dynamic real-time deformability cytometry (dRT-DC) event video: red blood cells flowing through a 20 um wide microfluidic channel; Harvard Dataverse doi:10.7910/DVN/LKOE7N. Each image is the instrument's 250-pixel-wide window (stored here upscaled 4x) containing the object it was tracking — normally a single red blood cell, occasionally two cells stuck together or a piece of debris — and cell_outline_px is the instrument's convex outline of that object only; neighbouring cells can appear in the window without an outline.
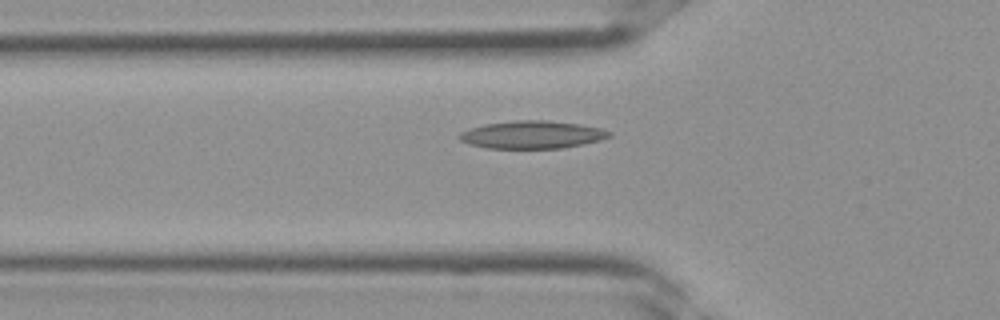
{"species": "Egyptian fruit bat (a non-hibernating species)", "species_latin": "Rousettus aegyptiacus", "temperature_condition": "room temperature", "stored_images_in_passage": 34, "camera_frame_rate_fps": 3000, "um_per_image_px": 0.085, "frame": {"image": 1, "passage_image": 13, "time_ms": 4.0, "image_size_px": [1000, 320], "cell_outline_px": [[612, 136], [600, 140], [584, 144], [560, 148], [488, 148], [468, 144], [460, 140], [456, 136], [460, 132], [484, 124], [516, 120], [548, 120], [580, 124], [600, 128], [612, 132]], "centroid_in_image_um": [45.23, 11.44], "position_along_channel_um": 80.6, "area_um2": 24.28}}
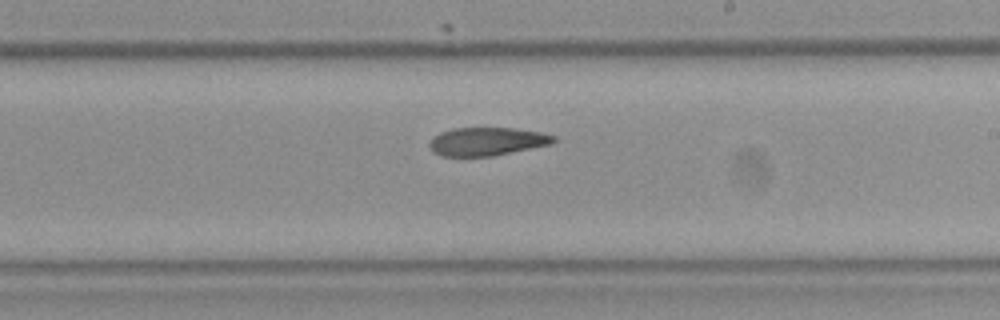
{"frame": {"image": 2, "passage_image": 22, "time_ms": 7.0, "image_size_px": [1000, 320], "cell_outline_px": [[556, 140], [552, 144], [492, 156], [440, 156], [432, 152], [428, 144], [432, 136], [440, 132], [452, 128], [512, 128], [540, 132], [556, 136]], "centroid_in_image_um": [41.35, 12.02], "position_along_channel_um": 247.6, "area_um2": 20.58}}
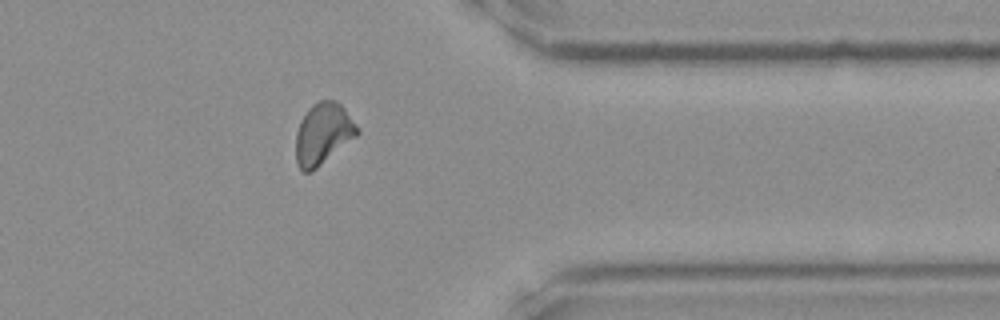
{"frame": {"image": 3, "passage_image": 30, "time_ms": 9.667, "image_size_px": [1000, 320], "cell_outline_px": [[360, 132], [356, 136], [312, 172], [304, 172], [300, 168], [296, 160], [296, 132], [300, 120], [308, 108], [312, 104], [320, 100], [336, 100], [344, 108], [360, 128]], "centroid_in_image_um": [27.46, 11.35], "position_along_channel_um": 383.9, "area_um2": 22.02}}